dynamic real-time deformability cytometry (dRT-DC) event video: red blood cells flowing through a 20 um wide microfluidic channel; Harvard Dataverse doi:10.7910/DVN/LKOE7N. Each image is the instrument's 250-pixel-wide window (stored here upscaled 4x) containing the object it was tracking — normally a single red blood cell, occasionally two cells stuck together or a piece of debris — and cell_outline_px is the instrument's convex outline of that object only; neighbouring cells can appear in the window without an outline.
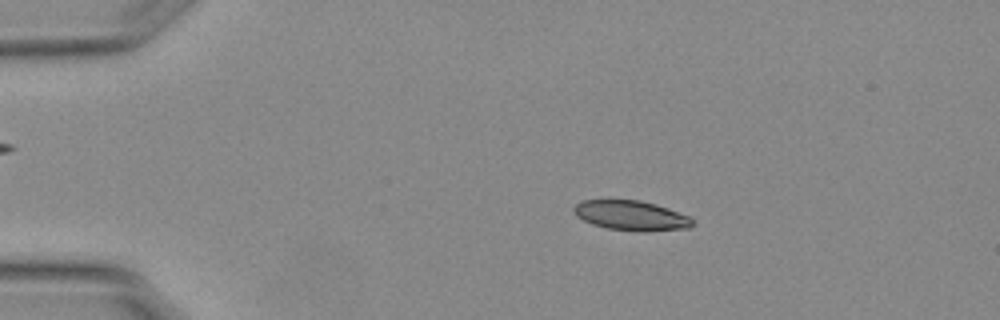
{"species": "Egyptian fruit bat (a non-hibernating species)", "species_latin": "Rousettus aegyptiacus", "temperature_condition": "warm", "stored_images_in_passage": 46, "camera_frame_rate_fps": 3000, "um_per_image_px": 0.085, "animal": {"sex": "female"}, "frame": {"image": 1, "passage_image": 2, "time_ms": 0.333, "image_size_px": [1000, 320], "cell_outline_px": [[692, 224], [688, 228], [608, 228], [592, 224], [576, 216], [572, 208], [576, 204], [584, 200], [640, 200], [656, 204], [668, 208], [688, 216], [692, 220]], "centroid_in_image_um": [53.55, 18.25], "position_along_channel_um": 31.5, "area_um2": 19.31}}
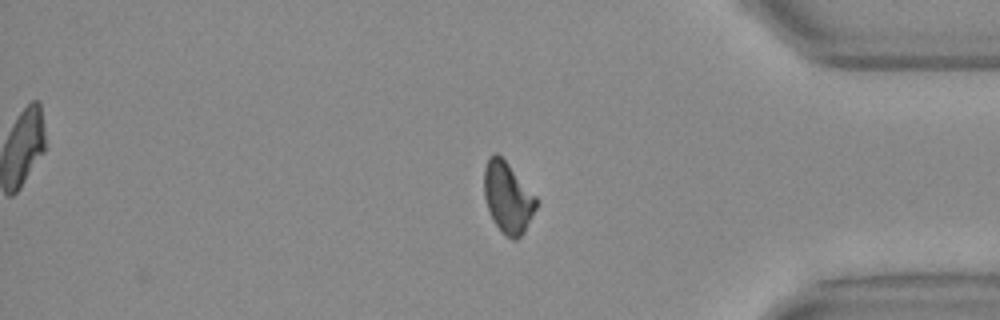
{"frame": {"image": 2, "passage_image": 37, "time_ms": 12.0, "image_size_px": [1000, 320], "cell_outline_px": [[536, 208], [524, 232], [516, 240], [512, 240], [496, 224], [488, 208], [484, 196], [484, 168], [488, 160], [496, 152], [508, 164], [536, 196]], "centroid_in_image_um": [43.16, 16.79], "position_along_channel_um": 392.0, "area_um2": 20.92}}
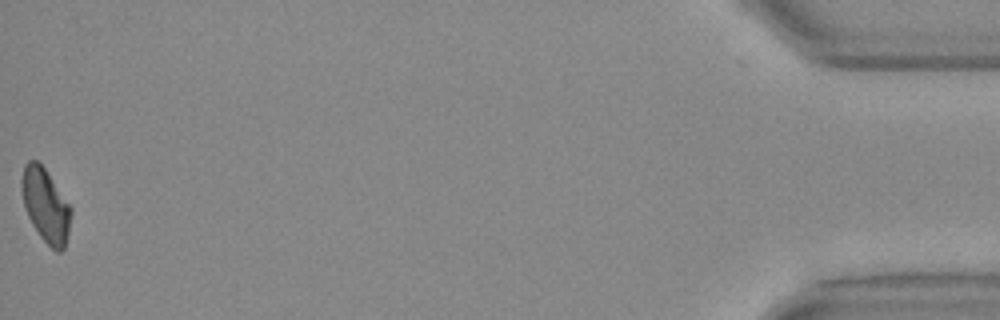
{"frame": {"image": 3, "passage_image": 46, "time_ms": 15.0, "image_size_px": [1000, 320], "cell_outline_px": [[72, 212], [68, 232], [64, 248], [60, 252], [56, 252], [40, 236], [32, 224], [28, 216], [24, 204], [20, 188], [20, 180], [24, 164], [28, 160], [36, 160], [44, 168], [72, 208]], "centroid_in_image_um": [3.86, 17.44], "position_along_channel_um": 431.3, "area_um2": 21.04}, "authors_computed_cell_mechanics": {"area_um2": 21.3571, "velocity_mm_per_s": 3.7829, "shape_relaxation_time_tau1_ms": 10.1801, "shape_relaxation_time_tau2_ms": 6.2104, "deformation_change_tau1": 0.2198, "deformation_change_tau2": 0.0995}}